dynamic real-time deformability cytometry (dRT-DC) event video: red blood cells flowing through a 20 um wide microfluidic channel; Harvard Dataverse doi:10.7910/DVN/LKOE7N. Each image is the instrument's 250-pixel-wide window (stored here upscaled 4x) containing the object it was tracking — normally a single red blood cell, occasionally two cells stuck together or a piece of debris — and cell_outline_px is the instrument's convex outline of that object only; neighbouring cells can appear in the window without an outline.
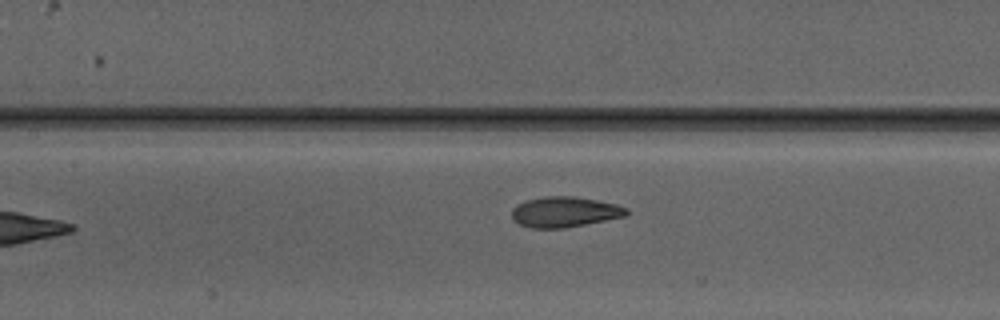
{"species": "Egyptian fruit bat (a non-hibernating species)", "species_latin": "Rousettus aegyptiacus", "temperature_condition": "warm", "stored_images_in_passage": 9, "camera_frame_rate_fps": 3000, "um_per_image_px": 0.085, "animal": {"sex": "male"}, "frame": {"image": 1, "passage_image": 8, "time_ms": 8.333, "image_size_px": [1000, 320], "cell_outline_px": [[628, 212], [624, 216], [564, 228], [528, 228], [512, 220], [512, 208], [516, 204], [524, 200], [544, 196], [572, 196], [596, 200], [616, 204], [628, 208]], "centroid_in_image_um": [47.93, 18.01], "position_along_channel_um": 159.5, "area_um2": 20.35}}
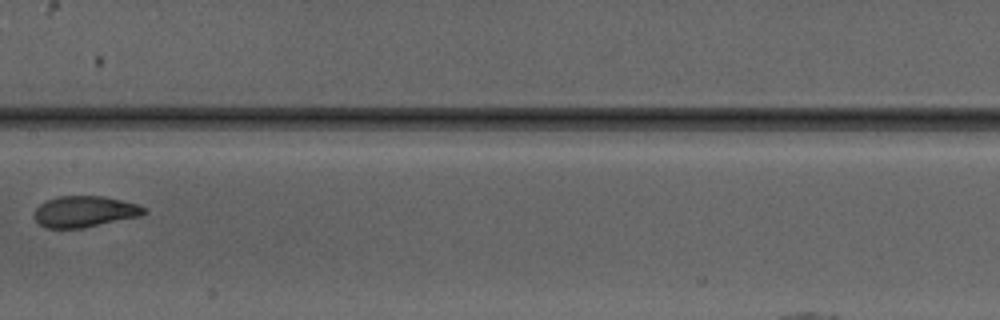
{"frame": {"image": 2, "passage_image": 9, "time_ms": 9.333, "image_size_px": [1000, 320], "cell_outline_px": [[148, 212], [140, 216], [84, 228], [44, 228], [32, 216], [32, 212], [40, 204], [56, 196], [104, 196], [140, 204], [148, 208]], "centroid_in_image_um": [7.21, 17.98], "position_along_channel_um": 200.2, "area_um2": 20.29}}